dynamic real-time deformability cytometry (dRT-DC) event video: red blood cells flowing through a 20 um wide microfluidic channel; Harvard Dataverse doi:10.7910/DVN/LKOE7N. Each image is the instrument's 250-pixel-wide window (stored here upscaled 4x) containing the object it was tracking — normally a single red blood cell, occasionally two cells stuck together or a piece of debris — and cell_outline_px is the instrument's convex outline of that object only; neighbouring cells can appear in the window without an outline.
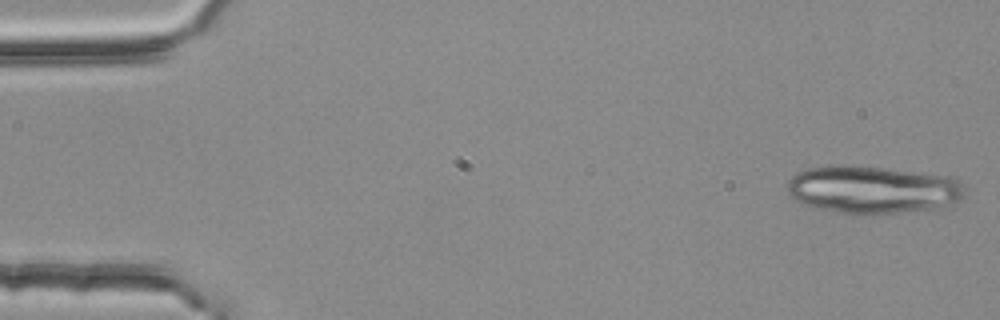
{"species": "common noctule bat (a hibernating species)", "species_latin": "Nyctalus noctula", "temperature_condition": "room temperature", "stored_images_in_passage": 18, "camera_frame_rate_fps": 3000, "um_per_image_px": 0.085, "animal": {"sex": "female", "body_mass_g": 25.1}, "frame": {"image": 1, "passage_image": 1, "time_ms": 0.0, "image_size_px": [1000, 320], "cell_outline_px": [[964, 196], [960, 200], [944, 208], [904, 212], [836, 212], [816, 208], [804, 204], [796, 200], [788, 192], [788, 180], [796, 172], [808, 168], [840, 164], [852, 164], [952, 176], [964, 188]], "centroid_in_image_um": [74.19, 16.09], "position_along_channel_um": 10.8, "area_um2": 49.25}}